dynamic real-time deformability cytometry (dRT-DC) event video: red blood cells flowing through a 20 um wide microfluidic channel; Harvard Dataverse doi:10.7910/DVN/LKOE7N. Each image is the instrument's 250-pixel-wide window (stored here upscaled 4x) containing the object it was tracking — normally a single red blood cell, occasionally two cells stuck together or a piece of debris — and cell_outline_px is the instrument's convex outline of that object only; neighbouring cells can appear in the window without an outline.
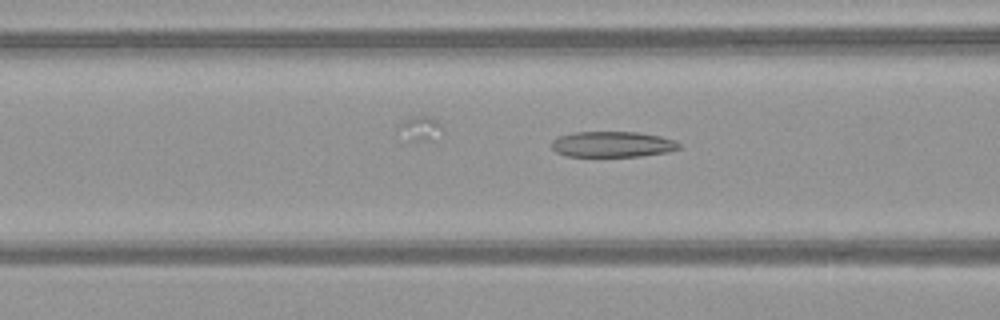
{"species": "common noctule bat (a hibernating species)", "species_latin": "Nyctalus noctula", "temperature_condition": "warm", "stored_images_in_passage": 40, "camera_frame_rate_fps": 3000, "um_per_image_px": 0.085, "animal": {"sex": "female", "body_mass_g": 21.9}, "frame": {"image": 1, "passage_image": 10, "time_ms": 3.0, "image_size_px": [1000, 320], "cell_outline_px": [[680, 148], [668, 152], [640, 156], [568, 156], [556, 152], [552, 148], [552, 140], [556, 136], [576, 132], [640, 132], [660, 136], [676, 140], [680, 144]], "centroid_in_image_um": [52.07, 12.26], "position_along_channel_um": 114.5, "area_um2": 19.19}}
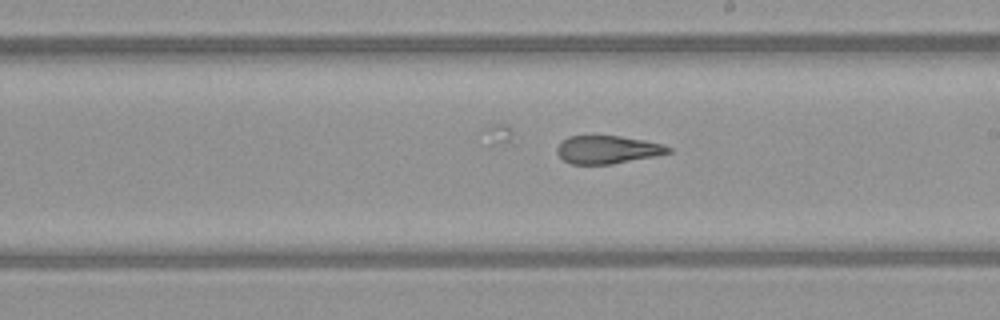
{"frame": {"image": 2, "passage_image": 19, "time_ms": 6.0, "image_size_px": [1000, 320], "cell_outline_px": [[672, 152], [656, 156], [612, 164], [572, 164], [564, 160], [556, 152], [556, 148], [568, 136], [620, 136], [644, 140], [664, 144], [672, 148]], "centroid_in_image_um": [51.68, 12.72], "position_along_channel_um": 237.3, "area_um2": 18.15}}
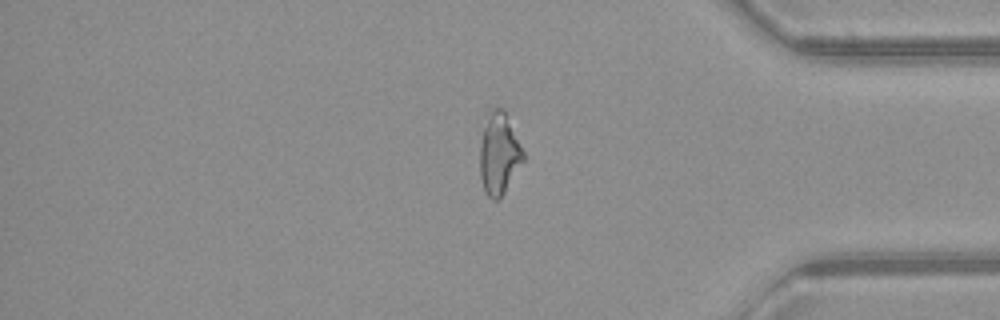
{"frame": {"image": 3, "passage_image": 32, "time_ms": 10.333, "image_size_px": [1000, 320], "cell_outline_px": [[524, 160], [504, 192], [496, 200], [492, 200], [484, 192], [480, 176], [480, 144], [488, 108], [504, 108], [524, 152]], "centroid_in_image_um": [42.4, 13.03], "position_along_channel_um": 392.8, "area_um2": 20.63}, "authors_computed_cell_mechanics": {"area_um2": 20.9814, "velocity_mm_per_s": 4.0756, "shape_relaxation_time_tau1_ms": null, "shape_relaxation_time_tau2_ms": 4.3832, "deformation_change_tau1": null, "deformation_change_tau2": 0.1935}}